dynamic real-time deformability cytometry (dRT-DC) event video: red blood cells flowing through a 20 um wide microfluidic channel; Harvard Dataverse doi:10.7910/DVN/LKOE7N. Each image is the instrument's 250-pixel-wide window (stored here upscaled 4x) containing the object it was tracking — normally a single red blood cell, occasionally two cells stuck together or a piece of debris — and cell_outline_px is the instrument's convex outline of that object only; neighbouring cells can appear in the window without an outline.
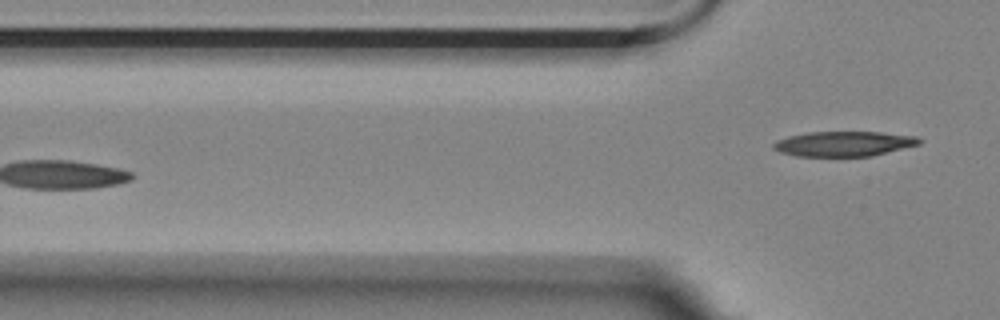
{"species": "Egyptian fruit bat (a non-hibernating species)", "species_latin": "Rousettus aegyptiacus", "temperature_condition": "room temperature", "stored_images_in_passage": 5, "camera_frame_rate_fps": 3000, "um_per_image_px": 0.085, "animal": {"sex": "female"}, "frame": {"image": 1, "passage_image": 5, "time_ms": 1.333, "image_size_px": [1000, 320], "cell_outline_px": [[924, 140], [920, 144], [872, 156], [796, 156], [780, 152], [772, 148], [772, 144], [776, 140], [788, 136], [808, 132], [880, 132], [916, 136]], "centroid_in_image_um": [71.72, 12.22], "position_along_channel_um": 54.1, "area_um2": 21.33}}